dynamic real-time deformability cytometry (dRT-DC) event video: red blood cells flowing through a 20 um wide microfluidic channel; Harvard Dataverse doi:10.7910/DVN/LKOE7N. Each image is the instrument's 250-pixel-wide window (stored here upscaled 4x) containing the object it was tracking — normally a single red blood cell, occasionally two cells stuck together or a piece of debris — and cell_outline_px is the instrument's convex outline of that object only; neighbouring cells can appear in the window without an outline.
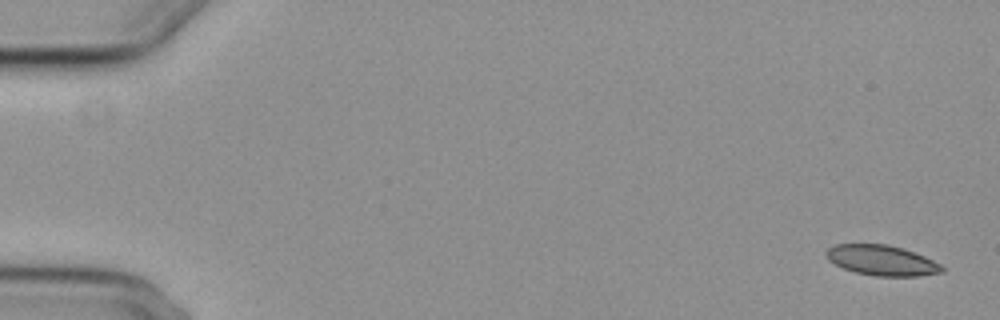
{"species": "common noctule bat (a hibernating species)", "species_latin": "Nyctalus noctula", "temperature_condition": "cold", "stored_images_in_passage": 8, "segment_of_instrument_passage": [1, 2], "camera_frame_rate_fps": 3000, "um_per_image_px": 0.085, "animal": {"sex": "female", "body_mass_g": 29.2, "forearm_length_mm": 56.3}, "frame": {"image": 1, "passage_image": 1, "time_ms": 0.0, "image_size_px": [1000, 320], "cell_outline_px": [[944, 272], [920, 276], [876, 276], [856, 272], [844, 268], [828, 260], [824, 252], [828, 248], [836, 244], [888, 244], [904, 248], [924, 256], [940, 264], [944, 268]], "centroid_in_image_um": [74.96, 22.12], "position_along_channel_um": 10.0, "area_um2": 20.46}}
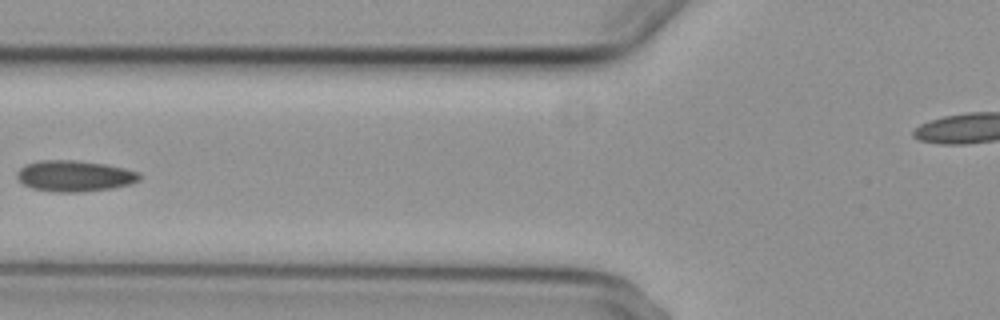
{"frame": {"image": 2, "passage_image": 7, "time_ms": 7.0, "image_size_px": [1000, 320], "cell_outline_px": [[140, 180], [132, 184], [112, 188], [80, 192], [56, 192], [32, 188], [24, 184], [16, 176], [16, 172], [24, 164], [40, 160], [76, 160], [108, 164], [140, 172]], "centroid_in_image_um": [6.35, 14.95], "position_along_channel_um": 119.4, "area_um2": 22.37}}